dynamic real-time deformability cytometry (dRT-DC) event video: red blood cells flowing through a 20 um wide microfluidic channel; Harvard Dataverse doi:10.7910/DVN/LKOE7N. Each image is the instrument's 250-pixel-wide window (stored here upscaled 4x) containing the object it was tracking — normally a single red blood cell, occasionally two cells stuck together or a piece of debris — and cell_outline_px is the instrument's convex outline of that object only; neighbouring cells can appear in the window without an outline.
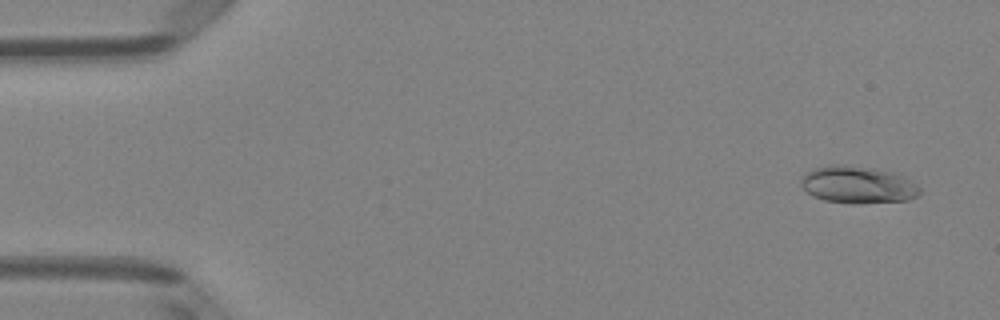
{"species": "Egyptian fruit bat (a non-hibernating species)", "species_latin": "Rousettus aegyptiacus", "temperature_condition": "room temperature", "stored_images_in_passage": 50, "camera_frame_rate_fps": 3000, "um_per_image_px": 0.085, "animal": {"sex": "female"}, "frame": {"image": 1, "passage_image": 3, "time_ms": 0.667, "image_size_px": [1000, 320], "cell_outline_px": [[920, 196], [908, 200], [856, 204], [824, 200], [812, 196], [800, 184], [800, 180], [812, 168], [828, 164], [848, 164], [876, 168], [896, 172], [912, 180], [920, 188]], "centroid_in_image_um": [72.95, 15.69], "position_along_channel_um": 12.1, "area_um2": 26.3}}
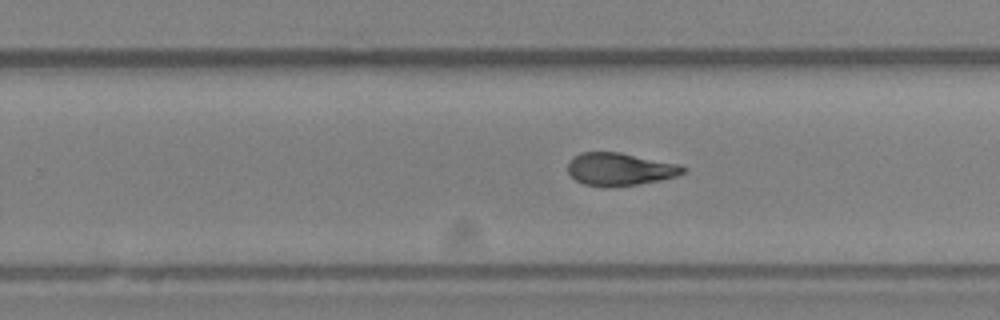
{"frame": {"image": 2, "passage_image": 32, "time_ms": 10.333, "image_size_px": [1000, 320], "cell_outline_px": [[684, 172], [676, 176], [660, 180], [636, 184], [608, 188], [584, 184], [576, 180], [568, 172], [568, 160], [572, 156], [580, 152], [620, 152], [680, 164], [684, 168]], "centroid_in_image_um": [52.64, 14.37], "position_along_channel_um": 277.2, "area_um2": 22.08}}
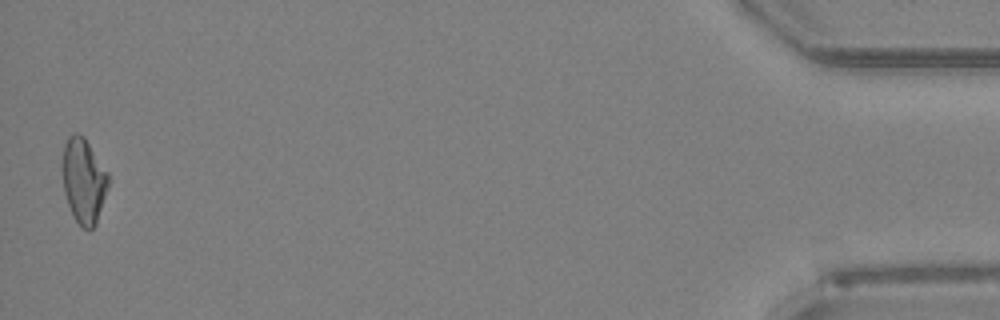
{"frame": {"image": 3, "passage_image": 50, "time_ms": 16.333, "image_size_px": [1000, 320], "cell_outline_px": [[108, 188], [96, 224], [88, 232], [76, 220], [68, 204], [64, 192], [60, 168], [60, 164], [64, 144], [68, 136], [76, 132], [84, 136], [108, 172]], "centroid_in_image_um": [7.08, 15.32], "position_along_channel_um": 428.1, "area_um2": 23.12}, "authors_computed_cell_mechanics": {"area_um2": 22.3686, "velocity_mm_per_s": 4.0256, "shape_relaxation_time_tau1_ms": null, "shape_relaxation_time_tau2_ms": 2.0527, "deformation_change_tau1": null, "deformation_change_tau2": 0.0795}}